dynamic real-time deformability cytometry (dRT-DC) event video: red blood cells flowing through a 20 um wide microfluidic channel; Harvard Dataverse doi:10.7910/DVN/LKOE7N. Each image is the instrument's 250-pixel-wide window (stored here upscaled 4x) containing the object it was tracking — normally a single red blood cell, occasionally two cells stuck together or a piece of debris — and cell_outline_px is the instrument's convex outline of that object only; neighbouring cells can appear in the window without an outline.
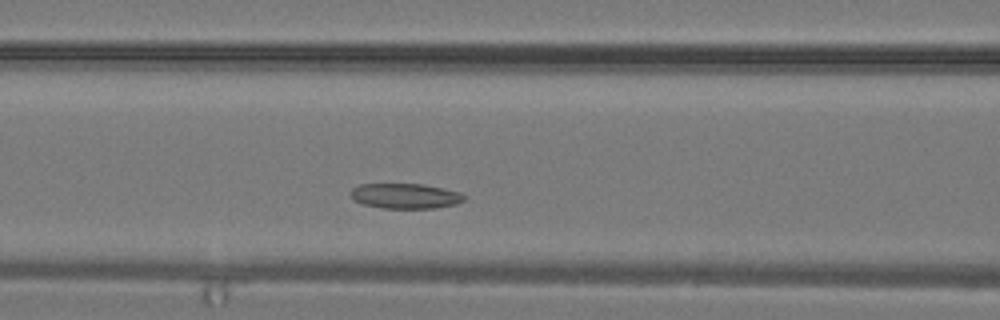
{"species": "common noctule bat (a hibernating species)", "species_latin": "Nyctalus noctula", "temperature_condition": "warm", "stored_images_in_passage": 26, "camera_frame_rate_fps": 3000, "um_per_image_px": 0.085, "animal": {"sex": "male", "body_mass_g": 19.2, "forearm_length_mm": 51.8}, "frame": {"image": 1, "passage_image": 7, "time_ms": 2.0, "image_size_px": [1000, 320], "cell_outline_px": [[468, 196], [464, 200], [456, 204], [436, 208], [380, 208], [364, 204], [352, 200], [348, 192], [352, 188], [360, 184], [420, 184], [460, 192]], "centroid_in_image_um": [34.41, 16.66], "position_along_channel_um": 132.2, "area_um2": 16.76}}
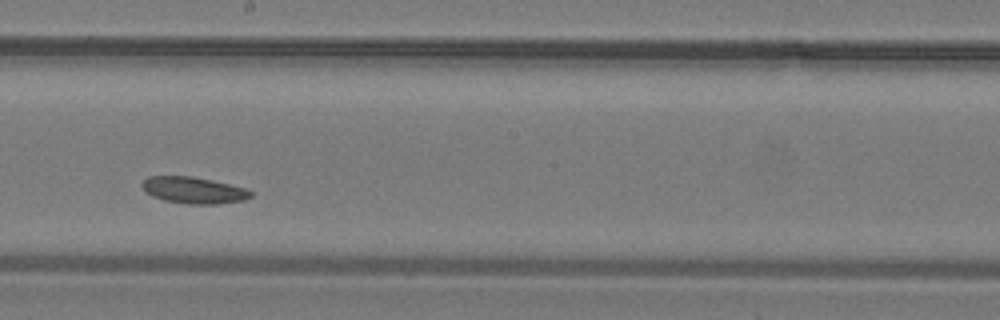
{"frame": {"image": 2, "passage_image": 12, "time_ms": 3.667, "image_size_px": [1000, 320], "cell_outline_px": [[252, 196], [244, 200], [216, 204], [188, 204], [164, 200], [152, 196], [144, 192], [140, 184], [148, 176], [192, 176], [212, 180], [248, 188], [252, 192]], "centroid_in_image_um": [16.45, 16.16], "position_along_channel_um": 231.7, "area_um2": 16.99}}
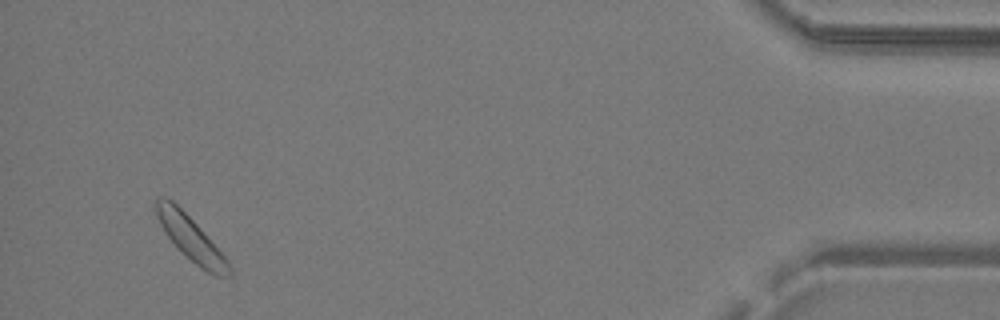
{"frame": {"image": 3, "passage_image": 25, "time_ms": 8.0, "image_size_px": [1000, 320], "cell_outline_px": [[232, 276], [216, 276], [200, 268], [176, 248], [160, 224], [156, 216], [156, 200], [160, 196], [164, 196], [172, 200], [200, 228], [228, 260], [232, 268]], "centroid_in_image_um": [16.23, 20.29], "position_along_channel_um": 419.0, "area_um2": 18.61}}